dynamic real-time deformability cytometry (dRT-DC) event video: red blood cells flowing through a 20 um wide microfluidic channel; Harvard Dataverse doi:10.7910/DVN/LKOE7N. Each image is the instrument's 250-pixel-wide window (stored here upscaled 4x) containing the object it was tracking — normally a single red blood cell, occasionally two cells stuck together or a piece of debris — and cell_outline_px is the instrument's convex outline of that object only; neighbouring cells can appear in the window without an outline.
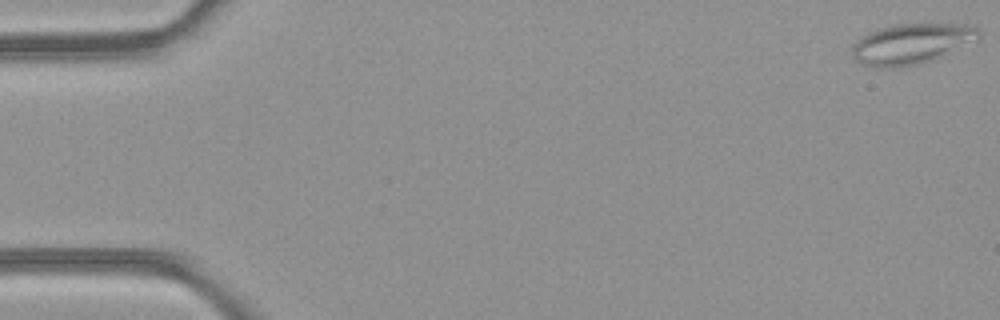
{"species": "common noctule bat (a hibernating species)", "species_latin": "Nyctalus noctula", "temperature_condition": "room temperature", "stored_images_in_passage": 49, "camera_frame_rate_fps": 3000, "um_per_image_px": 0.085, "animal": {"sex": "female", "body_mass_g": 21.9}, "frame": {"image": 1, "passage_image": 1, "time_ms": 0.0, "image_size_px": [1000, 320], "cell_outline_px": [[980, 36], [932, 60], [920, 64], [900, 68], [876, 68], [860, 64], [852, 56], [852, 44], [856, 40], [868, 32], [880, 28], [896, 24], [968, 24], [976, 28], [980, 32]], "centroid_in_image_um": [77.36, 3.74], "position_along_channel_um": 7.6, "area_um2": 29.65}}
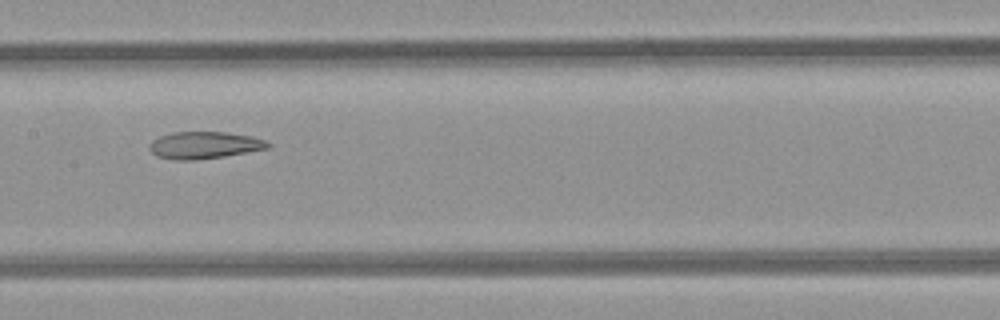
{"frame": {"image": 2, "passage_image": 25, "time_ms": 8.0, "image_size_px": [1000, 320], "cell_outline_px": [[272, 144], [268, 148], [224, 156], [196, 160], [172, 160], [156, 156], [148, 148], [148, 144], [152, 140], [160, 136], [172, 132], [224, 132], [252, 136], [264, 140]], "centroid_in_image_um": [17.32, 12.34], "position_along_channel_um": 190.1, "area_um2": 18.73}}
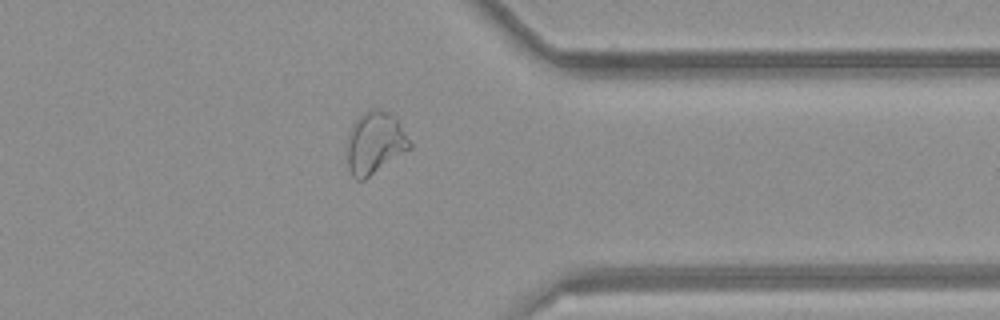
{"frame": {"image": 3, "passage_image": 39, "time_ms": 12.667, "image_size_px": [1000, 320], "cell_outline_px": [[412, 148], [364, 180], [356, 180], [352, 176], [348, 168], [348, 136], [356, 120], [364, 112], [372, 108], [388, 112], [396, 116], [412, 144]], "centroid_in_image_um": [31.9, 12.16], "position_along_channel_um": 379.5, "area_um2": 22.6}, "authors_computed_cell_mechanics": {"area_um2": 24.3338, "velocity_mm_per_s": 4.2531, "shape_relaxation_time_tau1_ms": null, "shape_relaxation_time_tau2_ms": 2.092, "deformation_change_tau1": null, "deformation_change_tau2": 0.0854}}